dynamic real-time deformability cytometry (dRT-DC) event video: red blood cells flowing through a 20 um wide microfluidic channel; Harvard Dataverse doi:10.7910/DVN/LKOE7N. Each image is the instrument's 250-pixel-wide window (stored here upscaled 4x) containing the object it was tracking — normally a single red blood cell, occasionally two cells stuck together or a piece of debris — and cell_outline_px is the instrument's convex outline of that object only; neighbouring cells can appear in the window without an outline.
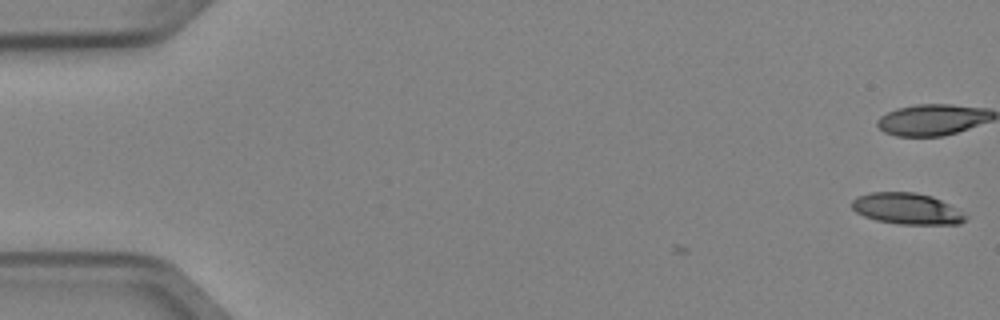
{"species": "Egyptian fruit bat (a non-hibernating species)", "species_latin": "Rousettus aegyptiacus", "temperature_condition": "cold", "stored_images_in_passage": 2, "camera_frame_rate_fps": 3000, "um_per_image_px": 0.085, "animal": {"sex": "female"}, "frame": {"image": 1, "passage_image": 2, "time_ms": 0.333, "image_size_px": [1000, 320], "cell_outline_px": [[968, 216], [960, 224], [900, 224], [876, 220], [864, 216], [856, 212], [852, 208], [852, 200], [856, 196], [868, 192], [916, 192], [932, 196], [948, 204]], "centroid_in_image_um": [77.05, 17.73], "position_along_channel_um": 8.0, "area_um2": 20.63}}